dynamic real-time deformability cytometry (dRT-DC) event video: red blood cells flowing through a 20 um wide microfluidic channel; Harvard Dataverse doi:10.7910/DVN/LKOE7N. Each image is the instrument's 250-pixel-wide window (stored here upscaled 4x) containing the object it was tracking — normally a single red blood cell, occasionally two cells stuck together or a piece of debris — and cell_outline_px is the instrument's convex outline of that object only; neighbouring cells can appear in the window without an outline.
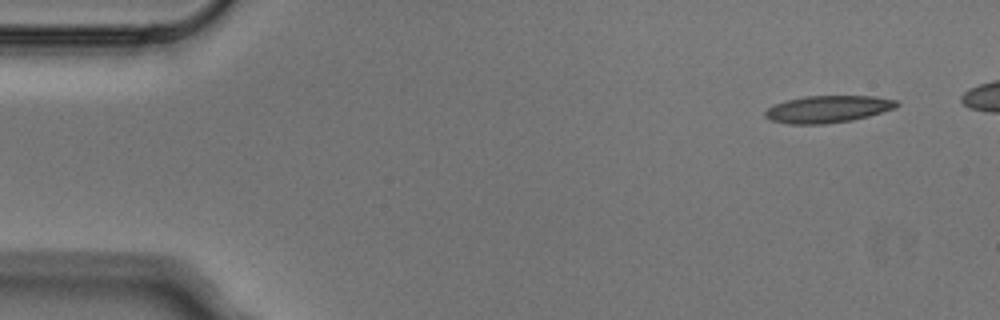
{"species": "Egyptian fruit bat (a non-hibernating species)", "species_latin": "Rousettus aegyptiacus", "temperature_condition": "cold", "stored_images_in_passage": 4, "camera_frame_rate_fps": 3000, "um_per_image_px": 0.085, "animal": {"sex": "male"}, "frame": {"image": 1, "passage_image": 1, "time_ms": 0.0, "image_size_px": [1000, 320], "cell_outline_px": [[900, 104], [896, 108], [868, 116], [852, 120], [824, 124], [788, 124], [768, 120], [764, 116], [764, 112], [772, 104], [784, 100], [804, 96], [872, 96], [896, 100]], "centroid_in_image_um": [70.31, 9.27], "position_along_channel_um": 14.7, "area_um2": 20.98}}